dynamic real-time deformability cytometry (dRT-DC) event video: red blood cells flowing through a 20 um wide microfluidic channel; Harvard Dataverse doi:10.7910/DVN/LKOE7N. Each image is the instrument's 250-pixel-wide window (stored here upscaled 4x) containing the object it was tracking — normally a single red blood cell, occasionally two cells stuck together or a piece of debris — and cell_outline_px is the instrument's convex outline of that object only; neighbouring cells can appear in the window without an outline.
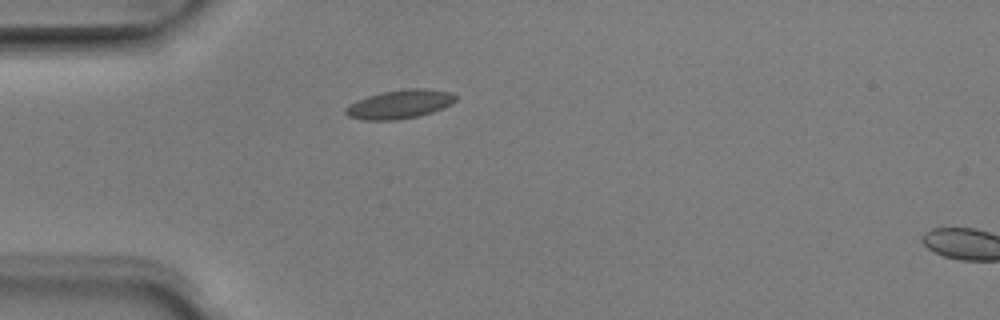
{"species": "Egyptian fruit bat (a non-hibernating species)", "species_latin": "Rousettus aegyptiacus", "temperature_condition": "room temperature", "stored_images_in_passage": 2, "camera_frame_rate_fps": 3000, "um_per_image_px": 0.085, "animal": {"sex": "male"}, "frame": {"image": 1, "passage_image": 1, "time_ms": 0.0, "image_size_px": [1000, 320], "cell_outline_px": [[456, 100], [452, 104], [444, 108], [432, 112], [416, 116], [392, 120], [364, 120], [348, 116], [344, 112], [344, 108], [368, 96], [380, 92], [408, 88], [428, 88], [452, 92], [456, 96]], "centroid_in_image_um": [34.02, 8.84], "position_along_channel_um": 51.0, "area_um2": 18.38}}